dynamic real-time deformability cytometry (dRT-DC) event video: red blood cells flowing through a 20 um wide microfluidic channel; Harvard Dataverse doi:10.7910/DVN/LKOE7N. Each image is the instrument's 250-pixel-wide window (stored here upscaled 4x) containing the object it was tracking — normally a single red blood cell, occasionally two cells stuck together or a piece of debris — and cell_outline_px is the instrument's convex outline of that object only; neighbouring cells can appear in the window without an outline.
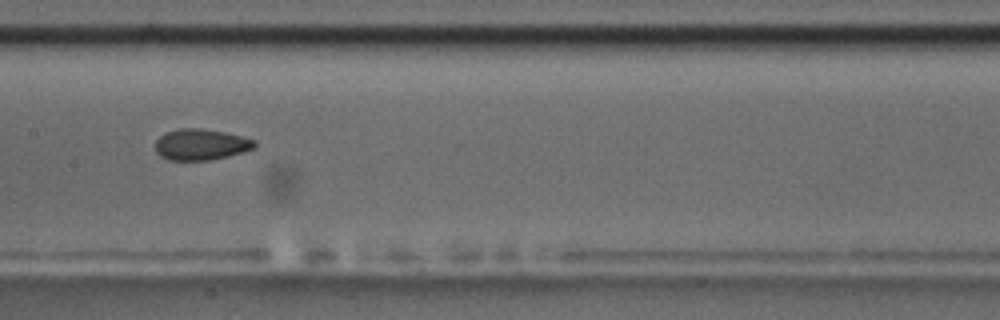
{"species": "common noctule bat (a hibernating species)", "species_latin": "Nyctalus noctula", "temperature_condition": "room temperature", "stored_images_in_passage": 49, "camera_frame_rate_fps": 3000, "um_per_image_px": 0.085, "animal": {"sex": "male", "body_mass_g": 17.5, "forearm_length_mm": 52.3}, "frame": {"image": 1, "passage_image": 28, "time_ms": 9.0, "image_size_px": [1000, 320], "cell_outline_px": [[256, 148], [244, 152], [228, 156], [208, 160], [168, 160], [160, 156], [156, 152], [156, 140], [164, 132], [180, 128], [200, 128], [224, 132], [256, 140]], "centroid_in_image_um": [17.08, 12.28], "position_along_channel_um": 190.3, "area_um2": 18.09}, "authors_computed_cell_mechanics": {"area_um2": 18.3226, "velocity_mm_per_s": 3.7264, "shape_relaxation_time_tau1_ms": null, "shape_relaxation_time_tau2_ms": 1.7738, "deformation_change_tau1": null, "deformation_change_tau2": 0.0606}}